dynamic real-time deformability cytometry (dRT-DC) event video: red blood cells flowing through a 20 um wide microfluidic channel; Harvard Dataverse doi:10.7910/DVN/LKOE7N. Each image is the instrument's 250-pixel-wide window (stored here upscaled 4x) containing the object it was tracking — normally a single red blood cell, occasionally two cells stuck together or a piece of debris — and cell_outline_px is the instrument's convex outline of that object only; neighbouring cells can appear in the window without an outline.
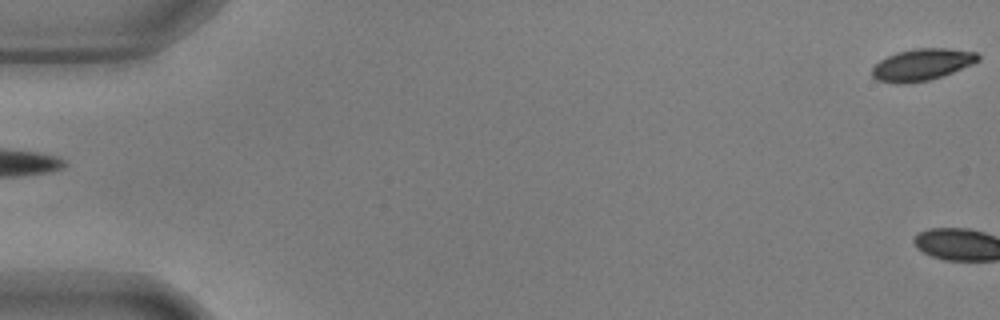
{"species": "common noctule bat (a hibernating species)", "species_latin": "Nyctalus noctula", "temperature_condition": "warm", "stored_images_in_passage": 3, "camera_frame_rate_fps": 3000, "um_per_image_px": 0.085, "animal": {"sex": "male", "body_mass_g": 17.9, "forearm_length_mm": 54.2}, "frame": {"image": 1, "passage_image": 1, "time_ms": 0.0, "image_size_px": [1000, 320], "cell_outline_px": [[980, 60], [972, 64], [952, 72], [928, 80], [904, 84], [896, 84], [876, 80], [872, 76], [872, 68], [880, 60], [896, 52], [912, 48], [948, 48], [976, 52], [980, 56]], "centroid_in_image_um": [78.35, 5.49], "position_along_channel_um": 6.7, "area_um2": 19.65}}